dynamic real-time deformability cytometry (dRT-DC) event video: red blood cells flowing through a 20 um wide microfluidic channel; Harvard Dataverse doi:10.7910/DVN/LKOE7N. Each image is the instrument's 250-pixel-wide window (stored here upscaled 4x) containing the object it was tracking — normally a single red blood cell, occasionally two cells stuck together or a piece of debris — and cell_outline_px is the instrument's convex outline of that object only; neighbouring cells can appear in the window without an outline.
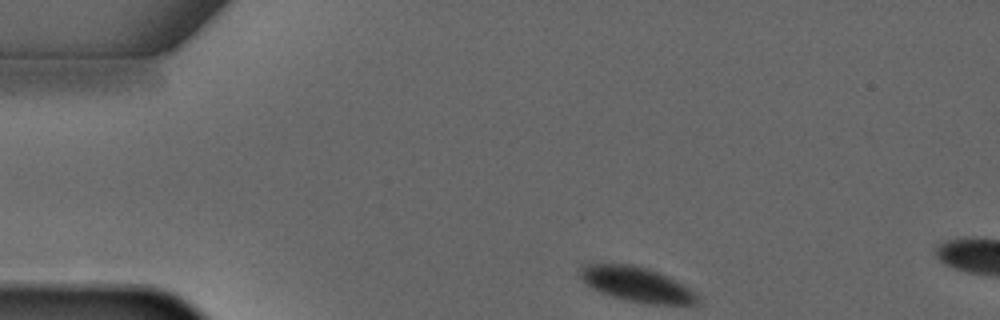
{"species": "common noctule bat (a hibernating species)", "species_latin": "Nyctalus noctula", "temperature_condition": "warm", "stored_images_in_passage": 4, "camera_frame_rate_fps": 3000, "um_per_image_px": 0.085, "animal": {"sex": "male", "forearm_length_mm": 52.5}, "frame": {"image": 1, "passage_image": 1, "time_ms": 0.0, "image_size_px": [1000, 320], "cell_outline_px": [[700, 304], [648, 304], [628, 300], [612, 296], [600, 292], [592, 288], [580, 276], [580, 264], [632, 264], [648, 268], [688, 288], [696, 296]], "centroid_in_image_um": [54.06, 24.16], "position_along_channel_um": 30.9, "area_um2": 23.18}}